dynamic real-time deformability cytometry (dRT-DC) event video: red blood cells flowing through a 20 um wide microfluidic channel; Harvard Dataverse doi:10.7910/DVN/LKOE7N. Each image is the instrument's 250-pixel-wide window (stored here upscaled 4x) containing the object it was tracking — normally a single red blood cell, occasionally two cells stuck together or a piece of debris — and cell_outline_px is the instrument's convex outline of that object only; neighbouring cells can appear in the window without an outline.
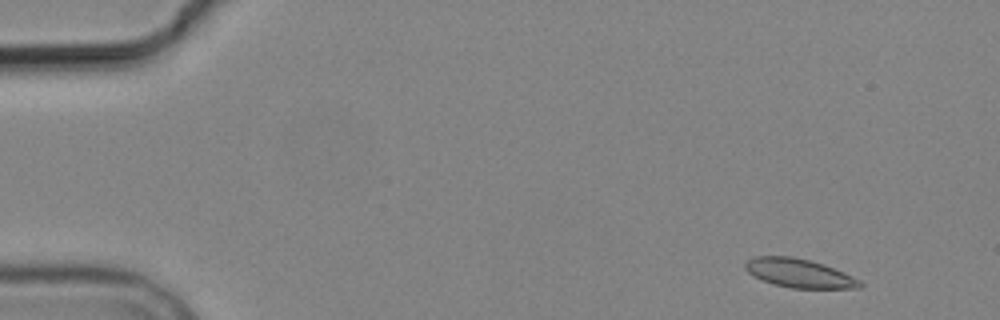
{"species": "common noctule bat (a hibernating species)", "species_latin": "Nyctalus noctula", "temperature_condition": "cold", "stored_images_in_passage": 4, "camera_frame_rate_fps": 3000, "um_per_image_px": 0.085, "animal": {"sex": "male", "body_mass_g": 19.2, "forearm_length_mm": 51.8}, "frame": {"image": 1, "passage_image": 1, "time_ms": 0.0, "image_size_px": [1000, 320], "cell_outline_px": [[864, 284], [860, 288], [792, 288], [772, 284], [748, 272], [744, 268], [744, 264], [748, 260], [756, 256], [792, 256], [824, 264], [844, 272], [860, 280]], "centroid_in_image_um": [67.95, 23.22], "position_along_channel_um": 17.0, "area_um2": 19.13}}
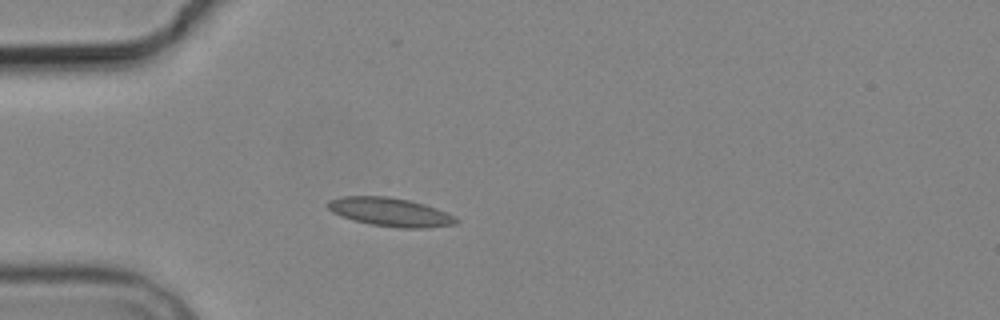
{"frame": {"image": 2, "passage_image": 4, "time_ms": 3.667, "image_size_px": [1000, 320], "cell_outline_px": [[460, 220], [456, 224], [424, 228], [400, 228], [372, 224], [352, 220], [332, 212], [328, 208], [328, 200], [344, 196], [388, 196], [408, 200], [424, 204], [436, 208], [456, 216]], "centroid_in_image_um": [33.19, 18.02], "position_along_channel_um": 51.8, "area_um2": 21.33}}